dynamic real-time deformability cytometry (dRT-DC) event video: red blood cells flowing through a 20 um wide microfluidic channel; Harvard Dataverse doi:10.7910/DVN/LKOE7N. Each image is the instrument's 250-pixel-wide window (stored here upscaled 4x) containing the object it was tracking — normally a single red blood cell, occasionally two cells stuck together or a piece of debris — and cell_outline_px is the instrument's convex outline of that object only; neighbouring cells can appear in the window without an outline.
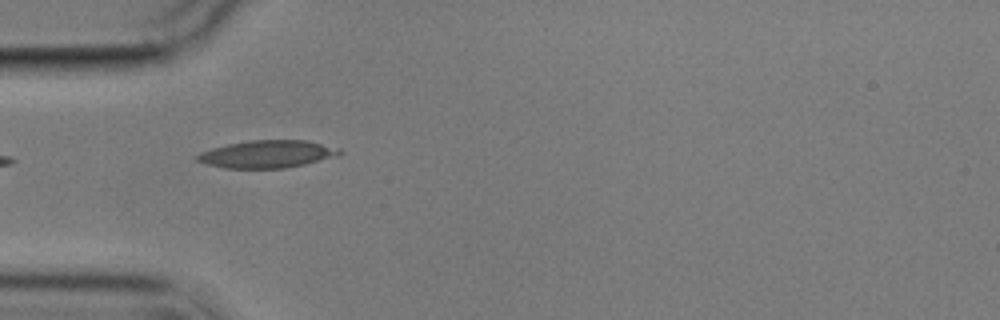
{"species": "common noctule bat (a hibernating species)", "species_latin": "Nyctalus noctula", "temperature_condition": "cold", "stored_images_in_passage": 8, "camera_frame_rate_fps": 3000, "um_per_image_px": 0.085, "animal": {"sex": "male", "body_mass_g": 17.9}, "frame": {"image": 1, "passage_image": 5, "time_ms": 4.667, "image_size_px": [1000, 320], "cell_outline_px": [[344, 152], [340, 156], [304, 164], [284, 168], [224, 168], [204, 164], [196, 160], [196, 156], [200, 152], [212, 148], [228, 144], [252, 140], [308, 140], [340, 148]], "centroid_in_image_um": [22.75, 13.1], "position_along_channel_um": 62.2, "area_um2": 23.0}}